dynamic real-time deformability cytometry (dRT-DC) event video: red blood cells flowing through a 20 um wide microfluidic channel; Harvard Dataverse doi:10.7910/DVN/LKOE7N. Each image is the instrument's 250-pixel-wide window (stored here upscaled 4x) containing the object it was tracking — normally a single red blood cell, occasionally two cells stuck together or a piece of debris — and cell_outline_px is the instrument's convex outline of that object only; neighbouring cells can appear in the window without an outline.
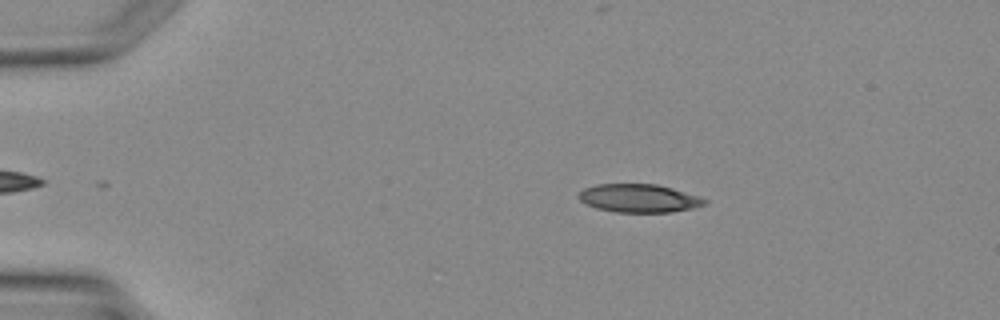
{"species": "Egyptian fruit bat (a non-hibernating species)", "species_latin": "Rousettus aegyptiacus", "temperature_condition": "warm", "stored_images_in_passage": 2, "camera_frame_rate_fps": 3000, "um_per_image_px": 0.085, "animal": {"sex": "female"}, "frame": {"image": 1, "passage_image": 1, "time_ms": 0.0, "image_size_px": [1000, 320], "cell_outline_px": [[708, 200], [704, 204], [692, 208], [672, 212], [616, 212], [596, 208], [580, 200], [580, 192], [584, 188], [596, 184], [656, 184], [672, 188]], "centroid_in_image_um": [54.29, 16.85], "position_along_channel_um": 30.7, "area_um2": 20.4}}